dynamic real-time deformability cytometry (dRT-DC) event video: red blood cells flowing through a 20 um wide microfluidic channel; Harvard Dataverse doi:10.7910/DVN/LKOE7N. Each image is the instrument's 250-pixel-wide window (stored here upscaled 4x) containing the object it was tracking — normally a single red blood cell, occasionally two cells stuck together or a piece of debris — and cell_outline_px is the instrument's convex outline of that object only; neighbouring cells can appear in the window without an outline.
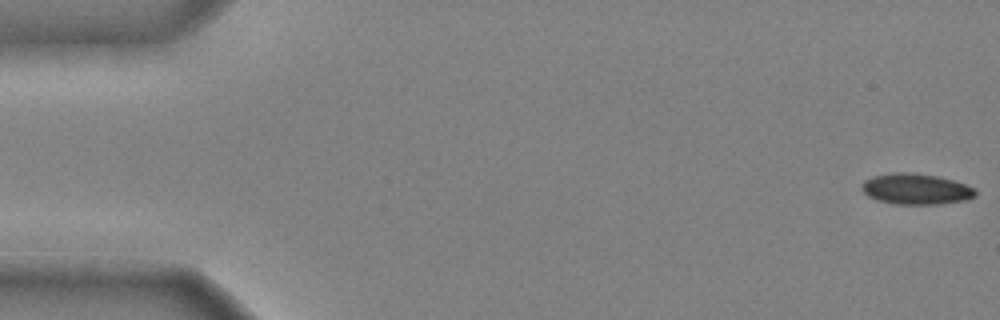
{"species": "common noctule bat (a hibernating species)", "species_latin": "Nyctalus noctula", "temperature_condition": "cold", "stored_images_in_passage": 48, "camera_frame_rate_fps": 3000, "um_per_image_px": 0.085, "animal": {"sex": "male", "body_mass_g": 20.4}, "frame": {"image": 1, "passage_image": 1, "time_ms": 0.0, "image_size_px": [1000, 320], "cell_outline_px": [[976, 196], [964, 200], [940, 204], [896, 204], [876, 200], [868, 196], [860, 188], [860, 184], [864, 180], [872, 176], [892, 172], [912, 172], [936, 176], [952, 180], [964, 184], [972, 188], [976, 192]], "centroid_in_image_um": [77.79, 16.06], "position_along_channel_um": 7.2, "area_um2": 20.46}}
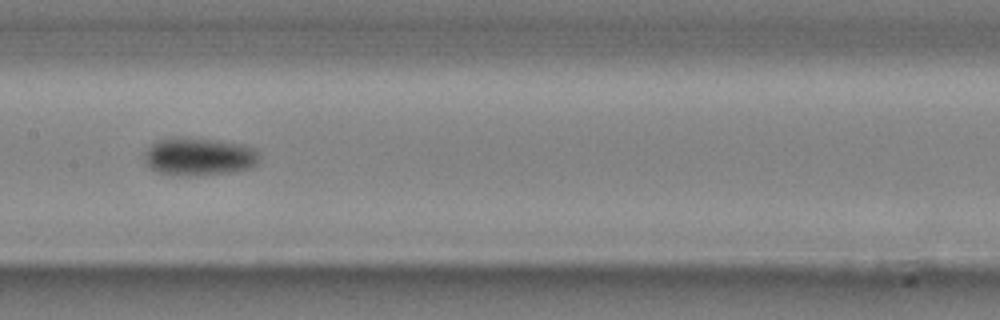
{"frame": {"image": 2, "passage_image": 25, "time_ms": 8.0, "image_size_px": [1000, 320], "cell_outline_px": [[260, 160], [252, 168], [232, 172], [196, 176], [180, 176], [156, 172], [144, 160], [144, 152], [152, 144], [160, 140], [172, 136], [180, 136], [220, 140], [244, 144], [256, 148], [260, 156]], "centroid_in_image_um": [16.95, 13.3], "position_along_channel_um": 190.4, "area_um2": 26.07}}
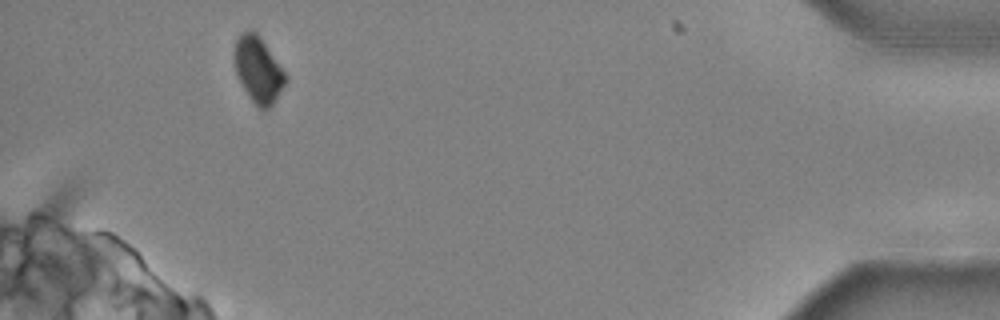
{"frame": {"image": 3, "passage_image": 46, "time_ms": 15.0, "image_size_px": [1000, 320], "cell_outline_px": [[288, 80], [272, 104], [264, 112], [256, 108], [248, 96], [236, 72], [232, 60], [232, 52], [236, 40], [248, 28], [256, 32], [288, 76]], "centroid_in_image_um": [21.92, 5.95], "position_along_channel_um": 413.3, "area_um2": 19.83}, "authors_computed_cell_mechanics": {"area_um2": 21.964, "velocity_mm_per_s": 3.9628, "shape_relaxation_time_tau1_ms": 3.5578, "shape_relaxation_time_tau2_ms": null, "deformation_change_tau1": 0.1355, "deformation_change_tau2": null}}